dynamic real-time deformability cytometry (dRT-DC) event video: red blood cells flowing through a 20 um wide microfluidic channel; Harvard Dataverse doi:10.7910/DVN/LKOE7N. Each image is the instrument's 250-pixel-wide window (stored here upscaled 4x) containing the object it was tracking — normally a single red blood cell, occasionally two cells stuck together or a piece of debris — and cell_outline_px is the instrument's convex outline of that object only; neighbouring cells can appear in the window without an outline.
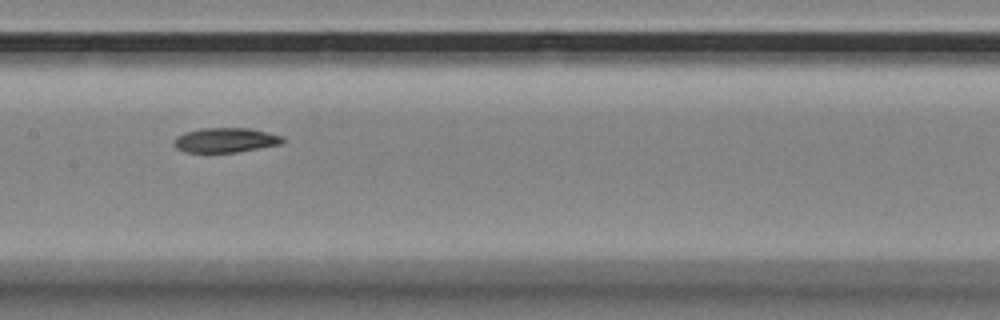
{"species": "Egyptian fruit bat (a non-hibernating species)", "species_latin": "Rousettus aegyptiacus", "temperature_condition": "room temperature", "stored_images_in_passage": 9, "camera_frame_rate_fps": 3000, "um_per_image_px": 0.085, "animal": {"sex": "female"}, "frame": {"image": 1, "passage_image": 6, "time_ms": 1.667, "image_size_px": [1000, 320], "cell_outline_px": [[284, 140], [280, 144], [236, 152], [184, 152], [176, 148], [172, 144], [172, 140], [176, 136], [184, 132], [200, 128], [248, 128], [268, 132], [284, 136]], "centroid_in_image_um": [19.11, 11.9], "position_along_channel_um": 188.3, "area_um2": 15.72}}
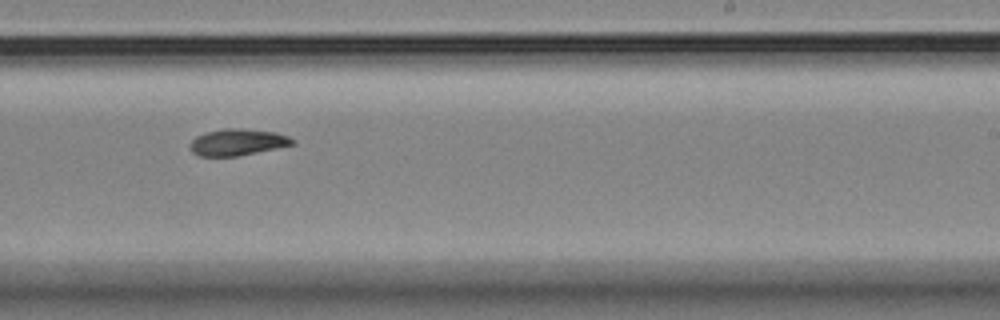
{"frame": {"image": 2, "passage_image": 8, "time_ms": 2.333, "image_size_px": [1000, 320], "cell_outline_px": [[296, 144], [240, 156], [200, 156], [192, 152], [188, 148], [188, 144], [196, 136], [204, 132], [224, 128], [240, 128], [276, 132], [288, 136], [296, 140]], "centroid_in_image_um": [20.18, 12.08], "position_along_channel_um": 268.8, "area_um2": 16.18}}
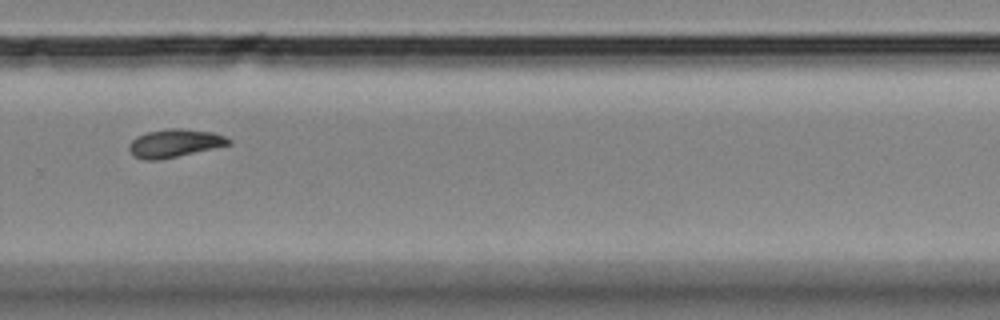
{"frame": {"image": 3, "passage_image": 9, "time_ms": 2.667, "image_size_px": [1000, 320], "cell_outline_px": [[232, 144], [160, 160], [144, 160], [132, 156], [128, 148], [128, 144], [136, 136], [148, 132], [168, 128], [184, 128], [212, 132], [224, 136], [232, 140]], "centroid_in_image_um": [14.82, 12.17], "position_along_channel_um": 315.0, "area_um2": 16.47}}